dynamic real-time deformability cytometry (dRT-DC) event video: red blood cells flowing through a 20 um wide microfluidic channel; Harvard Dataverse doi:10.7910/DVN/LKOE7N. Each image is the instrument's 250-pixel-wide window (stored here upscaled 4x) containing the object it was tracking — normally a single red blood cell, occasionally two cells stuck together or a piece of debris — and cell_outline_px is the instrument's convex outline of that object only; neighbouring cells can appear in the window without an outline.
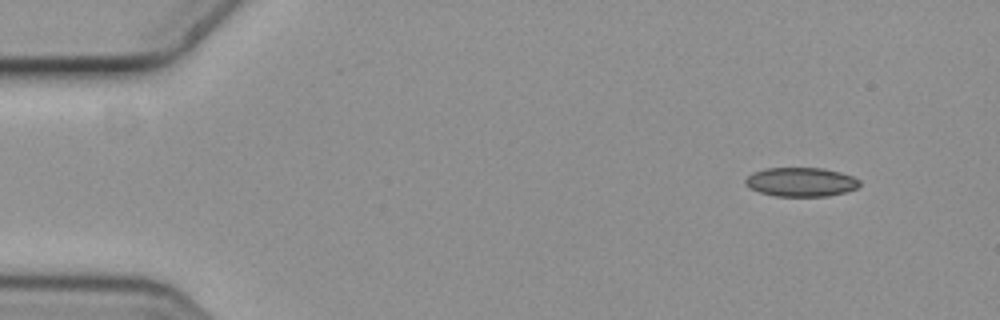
{"species": "common noctule bat (a hibernating species)", "species_latin": "Nyctalus noctula", "temperature_condition": "cold", "stored_images_in_passage": 4, "camera_frame_rate_fps": 3000, "um_per_image_px": 0.085, "animal": {"sex": "female", "body_mass_g": 19.3, "forearm_length_mm": 54.1}, "frame": {"image": 1, "passage_image": 1, "time_ms": 0.0, "image_size_px": [1000, 320], "cell_outline_px": [[860, 184], [856, 188], [844, 192], [828, 196], [776, 196], [760, 192], [744, 184], [744, 180], [752, 172], [764, 168], [824, 168], [840, 172], [852, 176], [860, 180]], "centroid_in_image_um": [68.07, 15.46], "position_along_channel_um": 16.9, "area_um2": 19.31}}
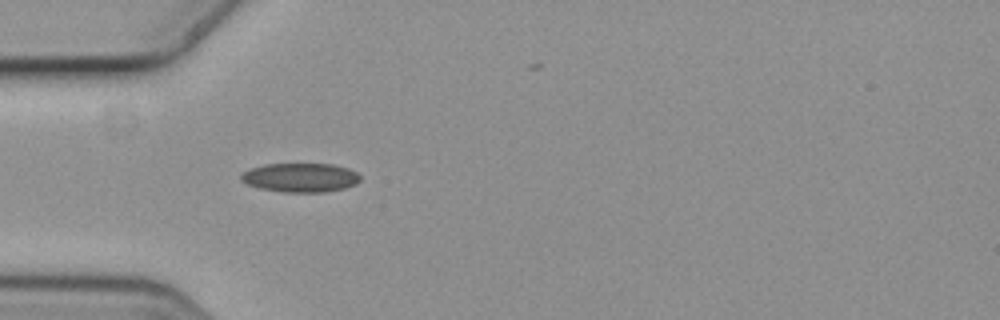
{"frame": {"image": 2, "passage_image": 4, "time_ms": 1.0, "image_size_px": [1000, 320], "cell_outline_px": [[360, 180], [356, 184], [344, 188], [324, 192], [284, 192], [260, 188], [248, 184], [240, 180], [240, 176], [244, 172], [252, 168], [264, 164], [332, 164], [348, 168], [356, 172], [360, 176]], "centroid_in_image_um": [25.55, 15.09], "position_along_channel_um": 59.5, "area_um2": 20.06}}